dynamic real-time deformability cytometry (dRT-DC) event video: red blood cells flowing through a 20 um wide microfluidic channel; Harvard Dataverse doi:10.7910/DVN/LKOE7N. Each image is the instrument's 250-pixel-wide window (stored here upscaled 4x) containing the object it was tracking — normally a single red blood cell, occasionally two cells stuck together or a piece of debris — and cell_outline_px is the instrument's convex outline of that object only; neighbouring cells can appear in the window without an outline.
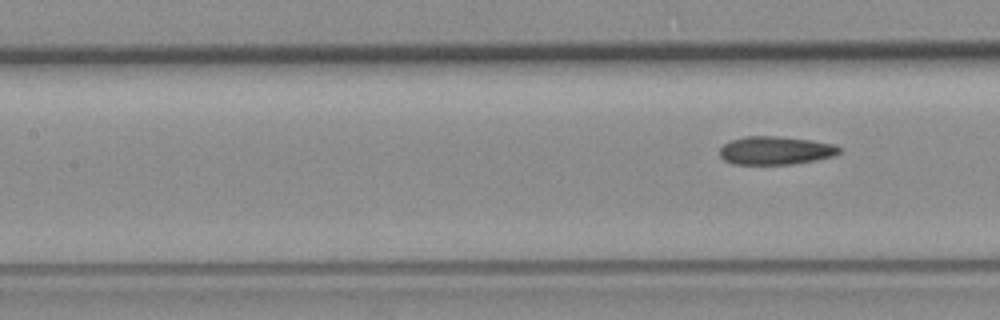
{"species": "common noctule bat (a hibernating species)", "species_latin": "Nyctalus noctula", "temperature_condition": "room temperature", "stored_images_in_passage": 9, "segment_of_instrument_passage": [2, 2], "camera_frame_rate_fps": 3000, "um_per_image_px": 0.085, "animal": {"sex": "female", "body_mass_g": 19.3, "forearm_length_mm": 54.1}, "frame": {"image": 1, "passage_image": 9, "time_ms": 2.667, "image_size_px": [1000, 320], "cell_outline_px": [[840, 152], [836, 156], [816, 160], [792, 164], [732, 164], [724, 160], [720, 156], [720, 148], [724, 144], [732, 140], [744, 136], [776, 136], [808, 140], [836, 144], [840, 148]], "centroid_in_image_um": [65.93, 12.8], "position_along_channel_um": 141.5, "area_um2": 19.71}}